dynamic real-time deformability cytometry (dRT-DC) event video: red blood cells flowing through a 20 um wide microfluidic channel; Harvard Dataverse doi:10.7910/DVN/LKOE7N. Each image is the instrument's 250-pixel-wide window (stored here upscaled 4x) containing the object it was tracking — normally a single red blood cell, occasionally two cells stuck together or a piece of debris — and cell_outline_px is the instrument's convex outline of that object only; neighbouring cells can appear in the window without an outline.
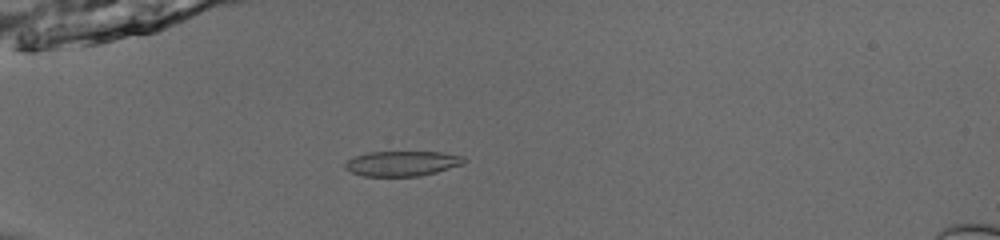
{"species": "common noctule bat (a hibernating species)", "species_latin": "Nyctalus noctula", "temperature_condition": "room temperature", "stored_images_in_passage": 54, "camera_frame_rate_fps": 3000, "um_per_image_px": 0.085, "animal": {"sex": "male", "body_mass_g": 13.0, "forearm_length_mm": 53.1}, "frame": {"image": 1, "passage_image": 18, "time_ms": 5.667, "image_size_px": [1000, 240], "cell_outline_px": [[468, 160], [464, 164], [436, 172], [420, 176], [364, 176], [352, 172], [344, 168], [344, 164], [348, 160], [356, 156], [368, 152], [440, 152], [464, 156]], "centroid_in_image_um": [34.22, 13.89], "position_along_channel_um": 50.8, "area_um2": 17.4}}
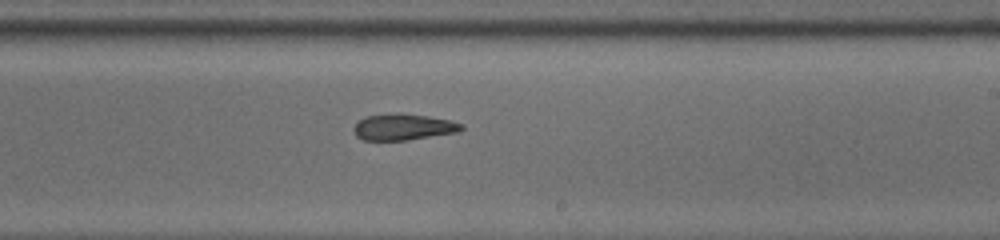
{"frame": {"image": 2, "passage_image": 35, "time_ms": 11.333, "image_size_px": [1000, 240], "cell_outline_px": [[464, 128], [460, 132], [408, 140], [364, 140], [356, 136], [352, 128], [364, 116], [396, 112], [400, 112], [428, 116], [448, 120], [464, 124]], "centroid_in_image_um": [34.29, 10.78], "position_along_channel_um": 254.7, "area_um2": 16.76}}
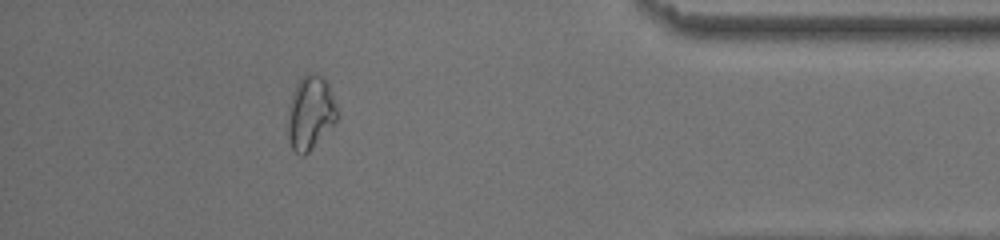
{"frame": {"image": 3, "passage_image": 49, "time_ms": 16.0, "image_size_px": [1000, 240], "cell_outline_px": [[336, 124], [304, 156], [300, 156], [292, 148], [288, 140], [288, 108], [292, 92], [296, 84], [308, 72], [320, 76], [328, 84], [336, 108]], "centroid_in_image_um": [26.36, 9.63], "position_along_channel_um": 408.8, "area_um2": 21.04}, "authors_computed_cell_mechanics": {"area_um2": 17.918, "velocity_mm_per_s": 3.9452, "shape_relaxation_time_tau1_ms": null, "shape_relaxation_time_tau2_ms": 7.4227, "deformation_change_tau1": null, "deformation_change_tau2": 0.151}}